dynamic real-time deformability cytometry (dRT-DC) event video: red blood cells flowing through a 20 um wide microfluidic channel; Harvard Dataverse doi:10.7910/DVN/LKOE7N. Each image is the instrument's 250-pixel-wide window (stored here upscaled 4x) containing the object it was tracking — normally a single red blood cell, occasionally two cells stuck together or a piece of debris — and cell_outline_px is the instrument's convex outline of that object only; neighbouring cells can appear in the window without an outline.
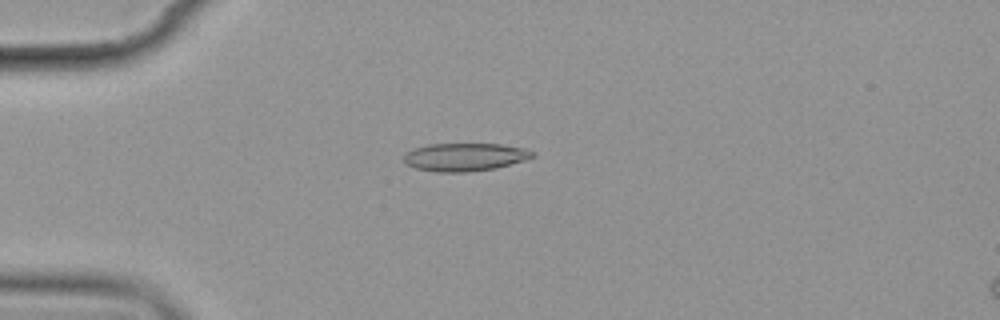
{"species": "common noctule bat (a hibernating species)", "species_latin": "Nyctalus noctula", "temperature_condition": "cold", "stored_images_in_passage": 10, "camera_frame_rate_fps": 3000, "um_per_image_px": 0.085, "animal": {"sex": "female", "body_mass_g": 19.9}, "frame": {"image": 1, "passage_image": 3, "time_ms": 2.0, "image_size_px": [1000, 320], "cell_outline_px": [[536, 156], [524, 160], [496, 168], [468, 172], [436, 172], [416, 168], [408, 164], [404, 160], [404, 156], [412, 148], [428, 144], [500, 144], [524, 148], [536, 152]], "centroid_in_image_um": [39.54, 13.34], "position_along_channel_um": 45.5, "area_um2": 20.98}}
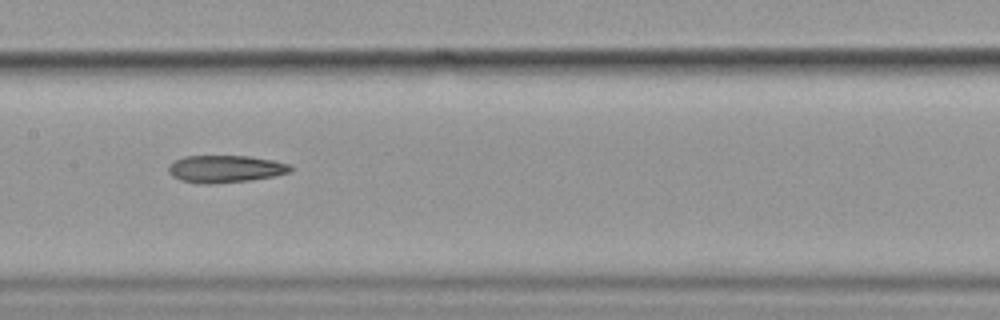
{"frame": {"image": 2, "passage_image": 7, "time_ms": 6.667, "image_size_px": [1000, 320], "cell_outline_px": [[292, 172], [272, 176], [248, 180], [212, 184], [204, 184], [180, 180], [172, 176], [168, 172], [168, 164], [184, 156], [248, 156], [272, 160], [288, 164], [292, 168]], "centroid_in_image_um": [19.11, 14.35], "position_along_channel_um": 188.3, "area_um2": 19.31}}
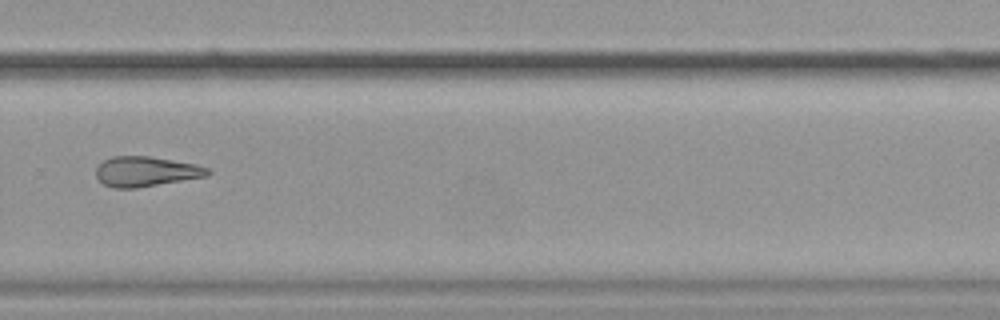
{"frame": {"image": 3, "passage_image": 10, "time_ms": 10.333, "image_size_px": [1000, 320], "cell_outline_px": [[212, 172], [208, 176], [136, 188], [116, 188], [104, 184], [96, 176], [96, 168], [104, 160], [112, 156], [152, 156], [196, 164], [208, 168]], "centroid_in_image_um": [12.43, 14.57], "position_along_channel_um": 317.4, "area_um2": 19.54}}